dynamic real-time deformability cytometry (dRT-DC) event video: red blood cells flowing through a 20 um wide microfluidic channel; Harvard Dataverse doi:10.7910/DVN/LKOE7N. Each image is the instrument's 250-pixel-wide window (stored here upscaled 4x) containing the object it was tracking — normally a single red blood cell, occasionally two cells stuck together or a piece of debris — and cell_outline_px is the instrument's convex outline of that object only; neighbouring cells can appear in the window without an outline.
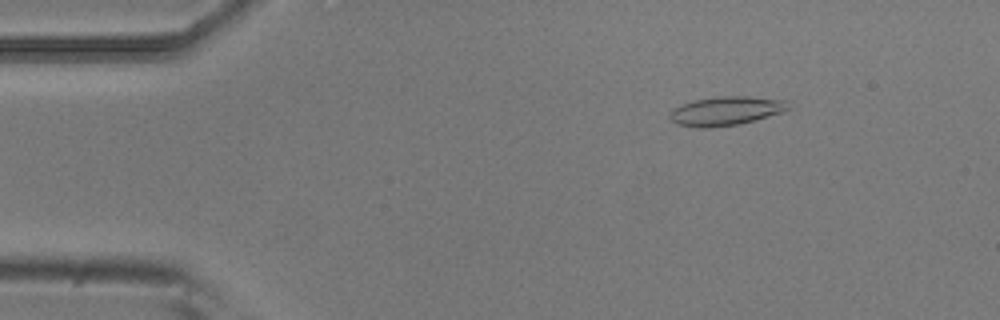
{"species": "common noctule bat (a hibernating species)", "species_latin": "Nyctalus noctula", "temperature_condition": "room temperature", "stored_images_in_passage": 5, "camera_frame_rate_fps": 3000, "um_per_image_px": 0.085, "animal": {"sex": "male", "body_mass_g": 20.5, "forearm_length_mm": 52.5}, "frame": {"image": 1, "passage_image": 3, "time_ms": 0.667, "image_size_px": [1000, 320], "cell_outline_px": [[792, 108], [784, 112], [740, 124], [708, 128], [692, 128], [676, 124], [668, 116], [672, 108], [680, 104], [696, 100], [716, 96], [748, 96], [788, 100]], "centroid_in_image_um": [61.72, 9.43], "position_along_channel_um": 23.3, "area_um2": 20.46}}